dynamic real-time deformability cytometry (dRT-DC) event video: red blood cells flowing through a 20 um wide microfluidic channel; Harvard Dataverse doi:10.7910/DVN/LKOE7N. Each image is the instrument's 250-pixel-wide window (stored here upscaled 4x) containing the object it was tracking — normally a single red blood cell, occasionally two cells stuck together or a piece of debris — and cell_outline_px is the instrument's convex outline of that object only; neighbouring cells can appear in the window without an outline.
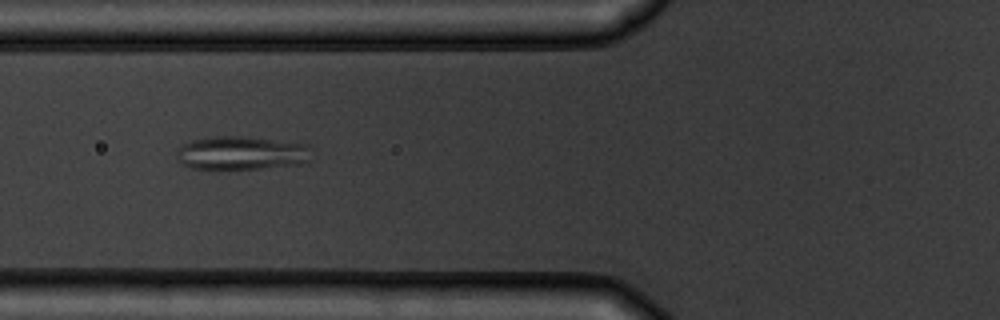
{"species": "common noctule bat (a hibernating species)", "species_latin": "Nyctalus noctula", "temperature_condition": "warm", "stored_images_in_passage": 8, "camera_frame_rate_fps": 3000, "um_per_image_px": 0.085, "animal": {"sex": "male", "body_mass_g": 19.5, "forearm_length_mm": 54.6}, "frame": {"image": 1, "passage_image": 7, "time_ms": 6.667, "image_size_px": [1000, 320], "cell_outline_px": [[312, 160], [300, 164], [228, 172], [192, 168], [180, 164], [176, 156], [176, 148], [192, 140], [208, 136], [240, 136], [308, 144], [312, 148]], "centroid_in_image_um": [20.5, 13.05], "position_along_channel_um": 105.3, "area_um2": 27.63}}